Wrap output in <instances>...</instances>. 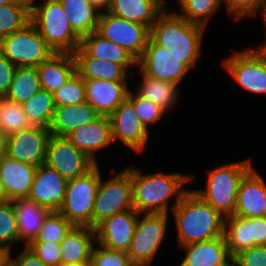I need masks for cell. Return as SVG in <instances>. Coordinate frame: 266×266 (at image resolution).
Listing matches in <instances>:
<instances>
[{
    "label": "cell",
    "instance_id": "cell-34",
    "mask_svg": "<svg viewBox=\"0 0 266 266\" xmlns=\"http://www.w3.org/2000/svg\"><path fill=\"white\" fill-rule=\"evenodd\" d=\"M41 89L36 67H17L6 98L22 104Z\"/></svg>",
    "mask_w": 266,
    "mask_h": 266
},
{
    "label": "cell",
    "instance_id": "cell-13",
    "mask_svg": "<svg viewBox=\"0 0 266 266\" xmlns=\"http://www.w3.org/2000/svg\"><path fill=\"white\" fill-rule=\"evenodd\" d=\"M109 117L113 145L118 141L134 153L144 154L151 132L141 123L132 102L126 98Z\"/></svg>",
    "mask_w": 266,
    "mask_h": 266
},
{
    "label": "cell",
    "instance_id": "cell-1",
    "mask_svg": "<svg viewBox=\"0 0 266 266\" xmlns=\"http://www.w3.org/2000/svg\"><path fill=\"white\" fill-rule=\"evenodd\" d=\"M142 170L130 165L133 207L139 214H170L189 190L186 185L195 177L179 171L151 174Z\"/></svg>",
    "mask_w": 266,
    "mask_h": 266
},
{
    "label": "cell",
    "instance_id": "cell-17",
    "mask_svg": "<svg viewBox=\"0 0 266 266\" xmlns=\"http://www.w3.org/2000/svg\"><path fill=\"white\" fill-rule=\"evenodd\" d=\"M139 213L134 209L105 218L95 227L96 243L111 250L127 252Z\"/></svg>",
    "mask_w": 266,
    "mask_h": 266
},
{
    "label": "cell",
    "instance_id": "cell-41",
    "mask_svg": "<svg viewBox=\"0 0 266 266\" xmlns=\"http://www.w3.org/2000/svg\"><path fill=\"white\" fill-rule=\"evenodd\" d=\"M127 98L132 102L141 123L150 132V126H154L161 120L163 116L167 117V112L152 101L140 96L134 88H130Z\"/></svg>",
    "mask_w": 266,
    "mask_h": 266
},
{
    "label": "cell",
    "instance_id": "cell-24",
    "mask_svg": "<svg viewBox=\"0 0 266 266\" xmlns=\"http://www.w3.org/2000/svg\"><path fill=\"white\" fill-rule=\"evenodd\" d=\"M168 0H111L108 12L151 28L167 8Z\"/></svg>",
    "mask_w": 266,
    "mask_h": 266
},
{
    "label": "cell",
    "instance_id": "cell-9",
    "mask_svg": "<svg viewBox=\"0 0 266 266\" xmlns=\"http://www.w3.org/2000/svg\"><path fill=\"white\" fill-rule=\"evenodd\" d=\"M0 52L16 67H37L55 53L32 22L1 38Z\"/></svg>",
    "mask_w": 266,
    "mask_h": 266
},
{
    "label": "cell",
    "instance_id": "cell-6",
    "mask_svg": "<svg viewBox=\"0 0 266 266\" xmlns=\"http://www.w3.org/2000/svg\"><path fill=\"white\" fill-rule=\"evenodd\" d=\"M115 170V167L111 169L112 176L110 175L109 178L106 176L105 179L101 171L92 211V228H95L105 218L134 209L130 165L118 173Z\"/></svg>",
    "mask_w": 266,
    "mask_h": 266
},
{
    "label": "cell",
    "instance_id": "cell-32",
    "mask_svg": "<svg viewBox=\"0 0 266 266\" xmlns=\"http://www.w3.org/2000/svg\"><path fill=\"white\" fill-rule=\"evenodd\" d=\"M68 15V22L74 33L81 39L95 32L101 11L88 0H59Z\"/></svg>",
    "mask_w": 266,
    "mask_h": 266
},
{
    "label": "cell",
    "instance_id": "cell-21",
    "mask_svg": "<svg viewBox=\"0 0 266 266\" xmlns=\"http://www.w3.org/2000/svg\"><path fill=\"white\" fill-rule=\"evenodd\" d=\"M129 81H109L102 79H84L86 102L90 103L101 116H110L127 98Z\"/></svg>",
    "mask_w": 266,
    "mask_h": 266
},
{
    "label": "cell",
    "instance_id": "cell-2",
    "mask_svg": "<svg viewBox=\"0 0 266 266\" xmlns=\"http://www.w3.org/2000/svg\"><path fill=\"white\" fill-rule=\"evenodd\" d=\"M171 10L167 6L158 16L150 28V38L181 59V62L193 72L203 55V40L207 28L191 23Z\"/></svg>",
    "mask_w": 266,
    "mask_h": 266
},
{
    "label": "cell",
    "instance_id": "cell-50",
    "mask_svg": "<svg viewBox=\"0 0 266 266\" xmlns=\"http://www.w3.org/2000/svg\"><path fill=\"white\" fill-rule=\"evenodd\" d=\"M264 35H265V39L262 42L264 44H259V46H257V47L255 45L254 49L263 58V60L266 62V33Z\"/></svg>",
    "mask_w": 266,
    "mask_h": 266
},
{
    "label": "cell",
    "instance_id": "cell-10",
    "mask_svg": "<svg viewBox=\"0 0 266 266\" xmlns=\"http://www.w3.org/2000/svg\"><path fill=\"white\" fill-rule=\"evenodd\" d=\"M221 66L243 92L266 97V62L253 46L234 50Z\"/></svg>",
    "mask_w": 266,
    "mask_h": 266
},
{
    "label": "cell",
    "instance_id": "cell-11",
    "mask_svg": "<svg viewBox=\"0 0 266 266\" xmlns=\"http://www.w3.org/2000/svg\"><path fill=\"white\" fill-rule=\"evenodd\" d=\"M96 32L126 49L137 60L144 53L150 39L149 27L115 16L108 11L101 12Z\"/></svg>",
    "mask_w": 266,
    "mask_h": 266
},
{
    "label": "cell",
    "instance_id": "cell-14",
    "mask_svg": "<svg viewBox=\"0 0 266 266\" xmlns=\"http://www.w3.org/2000/svg\"><path fill=\"white\" fill-rule=\"evenodd\" d=\"M138 70L151 78L181 84L190 70L165 47L149 39L144 53L137 60Z\"/></svg>",
    "mask_w": 266,
    "mask_h": 266
},
{
    "label": "cell",
    "instance_id": "cell-25",
    "mask_svg": "<svg viewBox=\"0 0 266 266\" xmlns=\"http://www.w3.org/2000/svg\"><path fill=\"white\" fill-rule=\"evenodd\" d=\"M137 79L135 91L142 97L152 101L156 105L164 109L168 115L172 113L179 103L181 91L179 84L161 81L142 74L138 69L131 75ZM139 80V81H138ZM140 82V83H139Z\"/></svg>",
    "mask_w": 266,
    "mask_h": 266
},
{
    "label": "cell",
    "instance_id": "cell-33",
    "mask_svg": "<svg viewBox=\"0 0 266 266\" xmlns=\"http://www.w3.org/2000/svg\"><path fill=\"white\" fill-rule=\"evenodd\" d=\"M21 105L31 125L50 127L56 109L53 93L41 88Z\"/></svg>",
    "mask_w": 266,
    "mask_h": 266
},
{
    "label": "cell",
    "instance_id": "cell-40",
    "mask_svg": "<svg viewBox=\"0 0 266 266\" xmlns=\"http://www.w3.org/2000/svg\"><path fill=\"white\" fill-rule=\"evenodd\" d=\"M56 107L76 105L86 102V87L84 79L75 72L67 82L53 92Z\"/></svg>",
    "mask_w": 266,
    "mask_h": 266
},
{
    "label": "cell",
    "instance_id": "cell-46",
    "mask_svg": "<svg viewBox=\"0 0 266 266\" xmlns=\"http://www.w3.org/2000/svg\"><path fill=\"white\" fill-rule=\"evenodd\" d=\"M16 66L0 52V97H5L13 79Z\"/></svg>",
    "mask_w": 266,
    "mask_h": 266
},
{
    "label": "cell",
    "instance_id": "cell-15",
    "mask_svg": "<svg viewBox=\"0 0 266 266\" xmlns=\"http://www.w3.org/2000/svg\"><path fill=\"white\" fill-rule=\"evenodd\" d=\"M224 238L233 258L242 250L256 245H266V216L243 218L229 216L224 221Z\"/></svg>",
    "mask_w": 266,
    "mask_h": 266
},
{
    "label": "cell",
    "instance_id": "cell-51",
    "mask_svg": "<svg viewBox=\"0 0 266 266\" xmlns=\"http://www.w3.org/2000/svg\"><path fill=\"white\" fill-rule=\"evenodd\" d=\"M7 202H10V200H9L8 195H7L4 184L2 183V180L0 178V204H4Z\"/></svg>",
    "mask_w": 266,
    "mask_h": 266
},
{
    "label": "cell",
    "instance_id": "cell-18",
    "mask_svg": "<svg viewBox=\"0 0 266 266\" xmlns=\"http://www.w3.org/2000/svg\"><path fill=\"white\" fill-rule=\"evenodd\" d=\"M67 179L45 163L37 166L28 199L48 209L58 211L63 203Z\"/></svg>",
    "mask_w": 266,
    "mask_h": 266
},
{
    "label": "cell",
    "instance_id": "cell-53",
    "mask_svg": "<svg viewBox=\"0 0 266 266\" xmlns=\"http://www.w3.org/2000/svg\"><path fill=\"white\" fill-rule=\"evenodd\" d=\"M261 18H262V23H264V33H266V0H264V5H263V10H262V13H261Z\"/></svg>",
    "mask_w": 266,
    "mask_h": 266
},
{
    "label": "cell",
    "instance_id": "cell-29",
    "mask_svg": "<svg viewBox=\"0 0 266 266\" xmlns=\"http://www.w3.org/2000/svg\"><path fill=\"white\" fill-rule=\"evenodd\" d=\"M36 68L41 88L53 93L76 72V63L73 53H54Z\"/></svg>",
    "mask_w": 266,
    "mask_h": 266
},
{
    "label": "cell",
    "instance_id": "cell-45",
    "mask_svg": "<svg viewBox=\"0 0 266 266\" xmlns=\"http://www.w3.org/2000/svg\"><path fill=\"white\" fill-rule=\"evenodd\" d=\"M232 266H266V245L240 251L232 258Z\"/></svg>",
    "mask_w": 266,
    "mask_h": 266
},
{
    "label": "cell",
    "instance_id": "cell-20",
    "mask_svg": "<svg viewBox=\"0 0 266 266\" xmlns=\"http://www.w3.org/2000/svg\"><path fill=\"white\" fill-rule=\"evenodd\" d=\"M66 137L98 164L99 151L110 149L108 147L113 144L110 117L100 115L93 122L77 127Z\"/></svg>",
    "mask_w": 266,
    "mask_h": 266
},
{
    "label": "cell",
    "instance_id": "cell-39",
    "mask_svg": "<svg viewBox=\"0 0 266 266\" xmlns=\"http://www.w3.org/2000/svg\"><path fill=\"white\" fill-rule=\"evenodd\" d=\"M73 227L74 225L58 211L49 212L32 241L60 243Z\"/></svg>",
    "mask_w": 266,
    "mask_h": 266
},
{
    "label": "cell",
    "instance_id": "cell-36",
    "mask_svg": "<svg viewBox=\"0 0 266 266\" xmlns=\"http://www.w3.org/2000/svg\"><path fill=\"white\" fill-rule=\"evenodd\" d=\"M31 9L22 0L0 5V39L23 29L29 22Z\"/></svg>",
    "mask_w": 266,
    "mask_h": 266
},
{
    "label": "cell",
    "instance_id": "cell-44",
    "mask_svg": "<svg viewBox=\"0 0 266 266\" xmlns=\"http://www.w3.org/2000/svg\"><path fill=\"white\" fill-rule=\"evenodd\" d=\"M26 247L46 265L59 266L61 264L60 243L31 241Z\"/></svg>",
    "mask_w": 266,
    "mask_h": 266
},
{
    "label": "cell",
    "instance_id": "cell-30",
    "mask_svg": "<svg viewBox=\"0 0 266 266\" xmlns=\"http://www.w3.org/2000/svg\"><path fill=\"white\" fill-rule=\"evenodd\" d=\"M99 116L94 107L87 102L56 107L49 131L56 136H67L77 127L89 124Z\"/></svg>",
    "mask_w": 266,
    "mask_h": 266
},
{
    "label": "cell",
    "instance_id": "cell-8",
    "mask_svg": "<svg viewBox=\"0 0 266 266\" xmlns=\"http://www.w3.org/2000/svg\"><path fill=\"white\" fill-rule=\"evenodd\" d=\"M100 162L86 175L67 181L63 203L58 210L74 226L92 227V211L99 181Z\"/></svg>",
    "mask_w": 266,
    "mask_h": 266
},
{
    "label": "cell",
    "instance_id": "cell-54",
    "mask_svg": "<svg viewBox=\"0 0 266 266\" xmlns=\"http://www.w3.org/2000/svg\"><path fill=\"white\" fill-rule=\"evenodd\" d=\"M47 0H27V6L32 9L35 5H37L39 2H44Z\"/></svg>",
    "mask_w": 266,
    "mask_h": 266
},
{
    "label": "cell",
    "instance_id": "cell-12",
    "mask_svg": "<svg viewBox=\"0 0 266 266\" xmlns=\"http://www.w3.org/2000/svg\"><path fill=\"white\" fill-rule=\"evenodd\" d=\"M67 180L86 175L97 163L75 147L66 136L50 134L46 144L45 162Z\"/></svg>",
    "mask_w": 266,
    "mask_h": 266
},
{
    "label": "cell",
    "instance_id": "cell-19",
    "mask_svg": "<svg viewBox=\"0 0 266 266\" xmlns=\"http://www.w3.org/2000/svg\"><path fill=\"white\" fill-rule=\"evenodd\" d=\"M235 216H266V180L254 166L243 176L237 194Z\"/></svg>",
    "mask_w": 266,
    "mask_h": 266
},
{
    "label": "cell",
    "instance_id": "cell-16",
    "mask_svg": "<svg viewBox=\"0 0 266 266\" xmlns=\"http://www.w3.org/2000/svg\"><path fill=\"white\" fill-rule=\"evenodd\" d=\"M49 128L30 127L5 137L7 156L17 161L39 166L45 162Z\"/></svg>",
    "mask_w": 266,
    "mask_h": 266
},
{
    "label": "cell",
    "instance_id": "cell-22",
    "mask_svg": "<svg viewBox=\"0 0 266 266\" xmlns=\"http://www.w3.org/2000/svg\"><path fill=\"white\" fill-rule=\"evenodd\" d=\"M184 258L178 266H232L224 236L179 246Z\"/></svg>",
    "mask_w": 266,
    "mask_h": 266
},
{
    "label": "cell",
    "instance_id": "cell-5",
    "mask_svg": "<svg viewBox=\"0 0 266 266\" xmlns=\"http://www.w3.org/2000/svg\"><path fill=\"white\" fill-rule=\"evenodd\" d=\"M67 12L59 0H47L31 9V22L55 53H74L80 38L71 29Z\"/></svg>",
    "mask_w": 266,
    "mask_h": 266
},
{
    "label": "cell",
    "instance_id": "cell-37",
    "mask_svg": "<svg viewBox=\"0 0 266 266\" xmlns=\"http://www.w3.org/2000/svg\"><path fill=\"white\" fill-rule=\"evenodd\" d=\"M0 121L3 137L18 133L31 126L22 105L6 97H0Z\"/></svg>",
    "mask_w": 266,
    "mask_h": 266
},
{
    "label": "cell",
    "instance_id": "cell-35",
    "mask_svg": "<svg viewBox=\"0 0 266 266\" xmlns=\"http://www.w3.org/2000/svg\"><path fill=\"white\" fill-rule=\"evenodd\" d=\"M176 8L173 9L181 17L187 21L209 28V22L214 14L221 11L220 0H174ZM180 8V9H179Z\"/></svg>",
    "mask_w": 266,
    "mask_h": 266
},
{
    "label": "cell",
    "instance_id": "cell-31",
    "mask_svg": "<svg viewBox=\"0 0 266 266\" xmlns=\"http://www.w3.org/2000/svg\"><path fill=\"white\" fill-rule=\"evenodd\" d=\"M17 217L20 243L28 245L37 236L44 219L50 212L28 198L13 201Z\"/></svg>",
    "mask_w": 266,
    "mask_h": 266
},
{
    "label": "cell",
    "instance_id": "cell-27",
    "mask_svg": "<svg viewBox=\"0 0 266 266\" xmlns=\"http://www.w3.org/2000/svg\"><path fill=\"white\" fill-rule=\"evenodd\" d=\"M73 55L76 72L83 79L128 81L132 78L131 74L117 62L90 57L80 47L75 50Z\"/></svg>",
    "mask_w": 266,
    "mask_h": 266
},
{
    "label": "cell",
    "instance_id": "cell-47",
    "mask_svg": "<svg viewBox=\"0 0 266 266\" xmlns=\"http://www.w3.org/2000/svg\"><path fill=\"white\" fill-rule=\"evenodd\" d=\"M13 252L7 253V256L13 261L15 266H49L41 261L31 250L24 246L23 250L17 251L16 256Z\"/></svg>",
    "mask_w": 266,
    "mask_h": 266
},
{
    "label": "cell",
    "instance_id": "cell-42",
    "mask_svg": "<svg viewBox=\"0 0 266 266\" xmlns=\"http://www.w3.org/2000/svg\"><path fill=\"white\" fill-rule=\"evenodd\" d=\"M225 13L231 16L232 22L238 23L242 19H249L261 15L264 0H220Z\"/></svg>",
    "mask_w": 266,
    "mask_h": 266
},
{
    "label": "cell",
    "instance_id": "cell-58",
    "mask_svg": "<svg viewBox=\"0 0 266 266\" xmlns=\"http://www.w3.org/2000/svg\"><path fill=\"white\" fill-rule=\"evenodd\" d=\"M12 0H0V5H4L7 4L9 2H11Z\"/></svg>",
    "mask_w": 266,
    "mask_h": 266
},
{
    "label": "cell",
    "instance_id": "cell-43",
    "mask_svg": "<svg viewBox=\"0 0 266 266\" xmlns=\"http://www.w3.org/2000/svg\"><path fill=\"white\" fill-rule=\"evenodd\" d=\"M91 259L99 266H135L127 252L111 250L95 243Z\"/></svg>",
    "mask_w": 266,
    "mask_h": 266
},
{
    "label": "cell",
    "instance_id": "cell-56",
    "mask_svg": "<svg viewBox=\"0 0 266 266\" xmlns=\"http://www.w3.org/2000/svg\"><path fill=\"white\" fill-rule=\"evenodd\" d=\"M86 266H99V265H97V263H95V262L90 258L89 261L86 263Z\"/></svg>",
    "mask_w": 266,
    "mask_h": 266
},
{
    "label": "cell",
    "instance_id": "cell-4",
    "mask_svg": "<svg viewBox=\"0 0 266 266\" xmlns=\"http://www.w3.org/2000/svg\"><path fill=\"white\" fill-rule=\"evenodd\" d=\"M251 157L208 169L205 187L193 191L224 218L234 215L237 194L243 176L253 167Z\"/></svg>",
    "mask_w": 266,
    "mask_h": 266
},
{
    "label": "cell",
    "instance_id": "cell-7",
    "mask_svg": "<svg viewBox=\"0 0 266 266\" xmlns=\"http://www.w3.org/2000/svg\"><path fill=\"white\" fill-rule=\"evenodd\" d=\"M166 213L139 214L134 235L127 251L135 266H152L168 236L169 216Z\"/></svg>",
    "mask_w": 266,
    "mask_h": 266
},
{
    "label": "cell",
    "instance_id": "cell-23",
    "mask_svg": "<svg viewBox=\"0 0 266 266\" xmlns=\"http://www.w3.org/2000/svg\"><path fill=\"white\" fill-rule=\"evenodd\" d=\"M36 166L17 161L6 156L0 165V178L11 202L27 198L34 177Z\"/></svg>",
    "mask_w": 266,
    "mask_h": 266
},
{
    "label": "cell",
    "instance_id": "cell-28",
    "mask_svg": "<svg viewBox=\"0 0 266 266\" xmlns=\"http://www.w3.org/2000/svg\"><path fill=\"white\" fill-rule=\"evenodd\" d=\"M95 243V228L74 226L60 242L61 264L87 263Z\"/></svg>",
    "mask_w": 266,
    "mask_h": 266
},
{
    "label": "cell",
    "instance_id": "cell-57",
    "mask_svg": "<svg viewBox=\"0 0 266 266\" xmlns=\"http://www.w3.org/2000/svg\"><path fill=\"white\" fill-rule=\"evenodd\" d=\"M7 254L2 250L0 249V261L6 256Z\"/></svg>",
    "mask_w": 266,
    "mask_h": 266
},
{
    "label": "cell",
    "instance_id": "cell-49",
    "mask_svg": "<svg viewBox=\"0 0 266 266\" xmlns=\"http://www.w3.org/2000/svg\"><path fill=\"white\" fill-rule=\"evenodd\" d=\"M6 156H7L6 140L5 137L0 135V165L3 163V160Z\"/></svg>",
    "mask_w": 266,
    "mask_h": 266
},
{
    "label": "cell",
    "instance_id": "cell-48",
    "mask_svg": "<svg viewBox=\"0 0 266 266\" xmlns=\"http://www.w3.org/2000/svg\"><path fill=\"white\" fill-rule=\"evenodd\" d=\"M93 6H95L99 11H108L111 0H88Z\"/></svg>",
    "mask_w": 266,
    "mask_h": 266
},
{
    "label": "cell",
    "instance_id": "cell-3",
    "mask_svg": "<svg viewBox=\"0 0 266 266\" xmlns=\"http://www.w3.org/2000/svg\"><path fill=\"white\" fill-rule=\"evenodd\" d=\"M170 215L178 247L224 236L225 218L190 188Z\"/></svg>",
    "mask_w": 266,
    "mask_h": 266
},
{
    "label": "cell",
    "instance_id": "cell-38",
    "mask_svg": "<svg viewBox=\"0 0 266 266\" xmlns=\"http://www.w3.org/2000/svg\"><path fill=\"white\" fill-rule=\"evenodd\" d=\"M20 245L17 217L13 202L0 204V249L6 254Z\"/></svg>",
    "mask_w": 266,
    "mask_h": 266
},
{
    "label": "cell",
    "instance_id": "cell-52",
    "mask_svg": "<svg viewBox=\"0 0 266 266\" xmlns=\"http://www.w3.org/2000/svg\"><path fill=\"white\" fill-rule=\"evenodd\" d=\"M0 266H15L13 261L6 255L1 261Z\"/></svg>",
    "mask_w": 266,
    "mask_h": 266
},
{
    "label": "cell",
    "instance_id": "cell-26",
    "mask_svg": "<svg viewBox=\"0 0 266 266\" xmlns=\"http://www.w3.org/2000/svg\"><path fill=\"white\" fill-rule=\"evenodd\" d=\"M79 47L90 57L117 62L131 75L137 69V59L131 53L103 38L96 31L81 38Z\"/></svg>",
    "mask_w": 266,
    "mask_h": 266
},
{
    "label": "cell",
    "instance_id": "cell-55",
    "mask_svg": "<svg viewBox=\"0 0 266 266\" xmlns=\"http://www.w3.org/2000/svg\"><path fill=\"white\" fill-rule=\"evenodd\" d=\"M59 266H86V263L60 264Z\"/></svg>",
    "mask_w": 266,
    "mask_h": 266
}]
</instances>
